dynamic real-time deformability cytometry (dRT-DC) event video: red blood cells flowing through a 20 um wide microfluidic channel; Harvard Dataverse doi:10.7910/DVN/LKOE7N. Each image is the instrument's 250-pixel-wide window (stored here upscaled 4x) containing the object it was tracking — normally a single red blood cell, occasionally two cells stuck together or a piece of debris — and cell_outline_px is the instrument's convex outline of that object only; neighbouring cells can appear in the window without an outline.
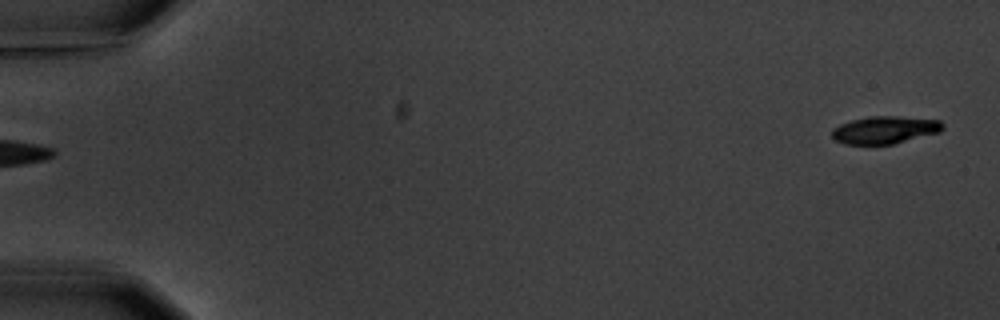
{"species": "common noctule bat (a hibernating species)", "species_latin": "Nyctalus noctula", "temperature_condition": "warm", "stored_images_in_passage": 6, "segment_of_instrument_passage": [2, 2], "camera_frame_rate_fps": 3000, "um_per_image_px": 0.085, "animal": {"sex": "male", "body_mass_g": 20.1, "forearm_length_mm": 53.5}, "frame": {"image": 1, "passage_image": 6, "time_ms": 6.667, "image_size_px": [1000, 320], "cell_outline_px": [[944, 128], [940, 132], [892, 144], [844, 144], [836, 140], [832, 136], [832, 128], [840, 124], [852, 120], [868, 116], [896, 116], [940, 120], [944, 124]], "centroid_in_image_um": [75.21, 11.03], "position_along_channel_um": 9.8, "area_um2": 17.74}}